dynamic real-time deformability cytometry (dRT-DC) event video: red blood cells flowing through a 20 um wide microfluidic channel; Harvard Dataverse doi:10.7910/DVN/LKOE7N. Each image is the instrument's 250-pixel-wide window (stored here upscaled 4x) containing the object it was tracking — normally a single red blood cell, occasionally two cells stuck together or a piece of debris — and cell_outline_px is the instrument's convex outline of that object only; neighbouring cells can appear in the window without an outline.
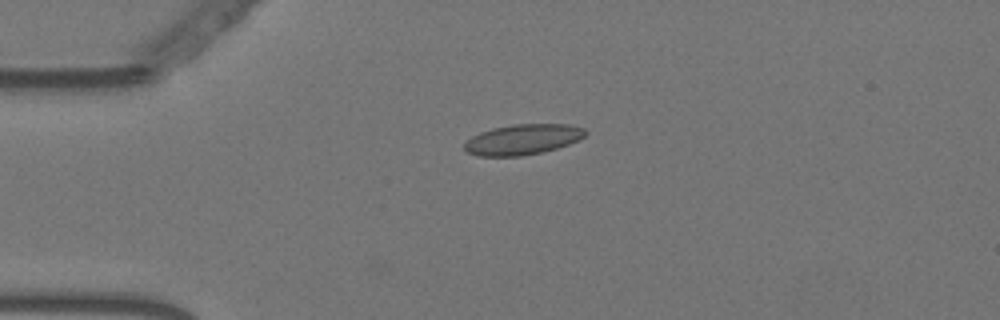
{"species": "Egyptian fruit bat (a non-hibernating species)", "species_latin": "Rousettus aegyptiacus", "temperature_condition": "warm", "stored_images_in_passage": 2, "camera_frame_rate_fps": 3000, "um_per_image_px": 0.085, "animal": {"sex": "female"}, "frame": {"image": 1, "passage_image": 2, "time_ms": 0.333, "image_size_px": [1000, 320], "cell_outline_px": [[588, 132], [580, 140], [544, 152], [520, 156], [476, 156], [468, 152], [464, 148], [464, 144], [472, 136], [480, 132], [492, 128], [516, 124], [568, 124], [584, 128]], "centroid_in_image_um": [44.45, 11.85], "position_along_channel_um": 40.6, "area_um2": 21.5}}